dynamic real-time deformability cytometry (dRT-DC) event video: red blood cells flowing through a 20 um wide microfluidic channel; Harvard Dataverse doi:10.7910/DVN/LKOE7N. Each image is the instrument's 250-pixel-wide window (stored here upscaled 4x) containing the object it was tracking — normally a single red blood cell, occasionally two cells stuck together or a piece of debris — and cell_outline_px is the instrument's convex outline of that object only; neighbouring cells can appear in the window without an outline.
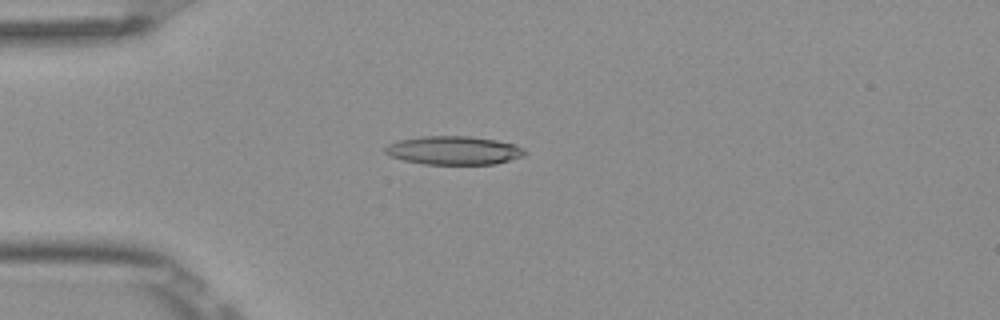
{"species": "Egyptian fruit bat (a non-hibernating species)", "species_latin": "Rousettus aegyptiacus", "temperature_condition": "room temperature", "stored_images_in_passage": 41, "camera_frame_rate_fps": 3000, "um_per_image_px": 0.085, "frame": {"image": 1, "passage_image": 3, "time_ms": 0.667, "image_size_px": [1000, 320], "cell_outline_px": [[528, 152], [524, 156], [496, 164], [424, 164], [404, 160], [392, 156], [384, 152], [384, 148], [388, 144], [400, 140], [420, 136], [472, 136], [496, 140], [516, 144], [524, 148]], "centroid_in_image_um": [38.62, 12.78], "position_along_channel_um": 46.4, "area_um2": 23.35}}
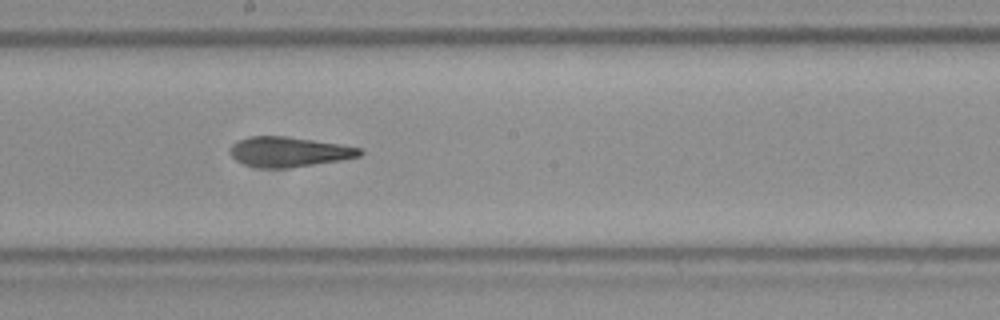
{"frame": {"image": 2, "passage_image": 18, "time_ms": 5.667, "image_size_px": [1000, 320], "cell_outline_px": [[364, 152], [360, 156], [344, 160], [284, 168], [256, 168], [244, 164], [236, 160], [228, 152], [228, 148], [236, 140], [248, 136], [288, 136], [340, 144], [360, 148]], "centroid_in_image_um": [24.51, 12.9], "position_along_channel_um": 223.7, "area_um2": 22.95}}
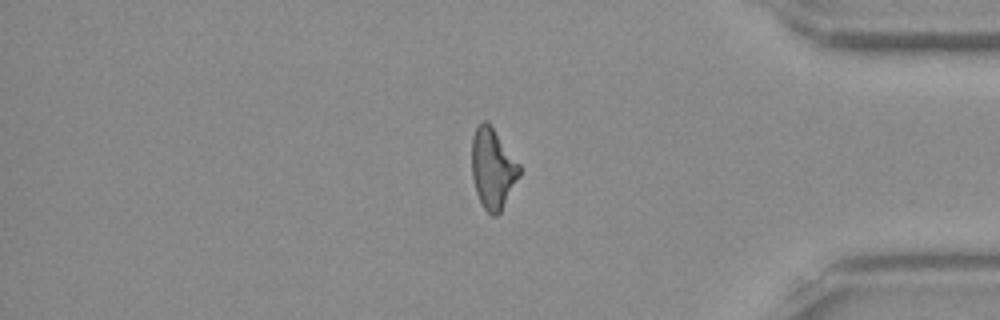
{"frame": {"image": 3, "passage_image": 33, "time_ms": 10.667, "image_size_px": [1000, 320], "cell_outline_px": [[520, 176], [500, 212], [496, 216], [492, 216], [484, 208], [476, 192], [472, 176], [472, 136], [476, 128], [484, 120], [488, 120], [520, 164]], "centroid_in_image_um": [41.89, 14.3], "position_along_channel_um": 393.3, "area_um2": 22.31}, "authors_computed_cell_mechanics": {"area_um2": 22.6576, "velocity_mm_per_s": 3.8996, "shape_relaxation_time_tau1_ms": 8.1947, "shape_relaxation_time_tau2_ms": 2.9379, "deformation_change_tau1": 0.2408, "deformation_change_tau2": 0.1493}}